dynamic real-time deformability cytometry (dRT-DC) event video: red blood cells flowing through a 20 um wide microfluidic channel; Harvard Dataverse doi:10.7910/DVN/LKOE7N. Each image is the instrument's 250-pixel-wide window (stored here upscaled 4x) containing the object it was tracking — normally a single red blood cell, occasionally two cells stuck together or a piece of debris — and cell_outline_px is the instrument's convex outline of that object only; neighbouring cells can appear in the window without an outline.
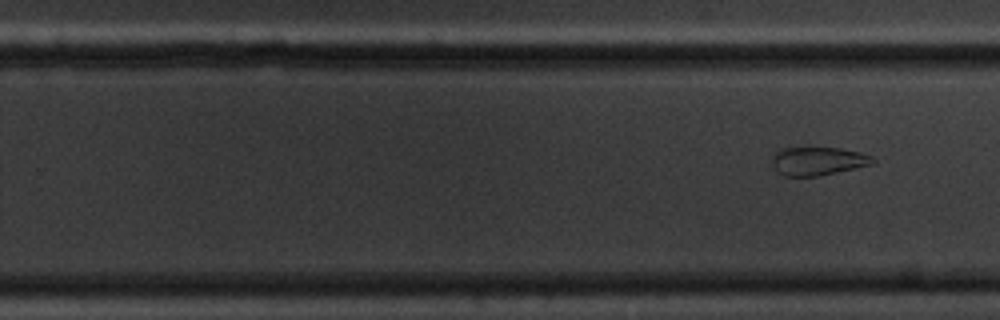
{"species": "common noctule bat (a hibernating species)", "species_latin": "Nyctalus noctula", "temperature_condition": "cold", "stored_images_in_passage": 11, "camera_frame_rate_fps": 3000, "um_per_image_px": 0.085, "animal": {"sex": "male", "body_mass_g": 20.1, "forearm_length_mm": 53.5}, "frame": {"image": 1, "passage_image": 11, "time_ms": 12.667, "image_size_px": [1000, 320], "cell_outline_px": [[876, 160], [872, 164], [820, 176], [784, 176], [776, 172], [772, 164], [772, 160], [776, 152], [784, 148], [808, 144], [812, 144], [840, 148], [860, 152], [872, 156]], "centroid_in_image_um": [69.5, 13.64], "position_along_channel_um": 260.3, "area_um2": 17.46}}